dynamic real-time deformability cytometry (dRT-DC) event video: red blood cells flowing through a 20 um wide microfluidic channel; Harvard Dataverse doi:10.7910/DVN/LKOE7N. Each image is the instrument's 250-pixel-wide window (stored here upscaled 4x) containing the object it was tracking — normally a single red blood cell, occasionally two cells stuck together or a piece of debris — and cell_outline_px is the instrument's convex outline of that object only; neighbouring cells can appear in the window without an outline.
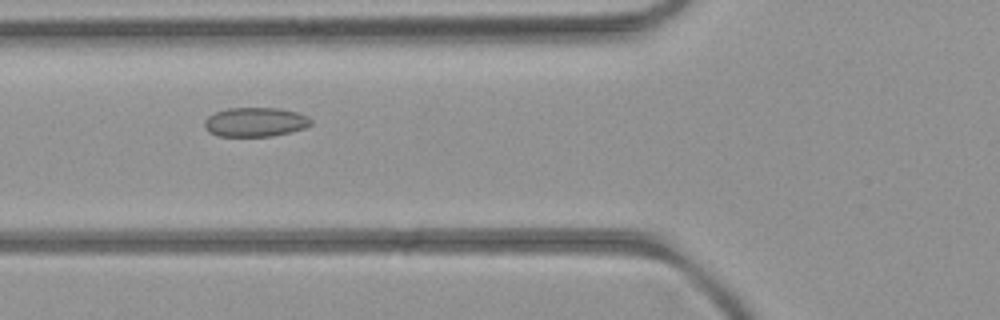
{"species": "common noctule bat (a hibernating species)", "species_latin": "Nyctalus noctula", "temperature_condition": "room temperature", "stored_images_in_passage": 43, "camera_frame_rate_fps": 3000, "um_per_image_px": 0.085, "animal": {"sex": "female", "body_mass_g": 21.9}, "frame": {"image": 1, "passage_image": 10, "time_ms": 3.0, "image_size_px": [1000, 320], "cell_outline_px": [[312, 124], [304, 128], [272, 136], [216, 136], [208, 132], [204, 128], [204, 120], [208, 116], [216, 112], [228, 108], [280, 108], [296, 112], [308, 116], [312, 120]], "centroid_in_image_um": [21.67, 10.37], "position_along_channel_um": 104.1, "area_um2": 18.21}}
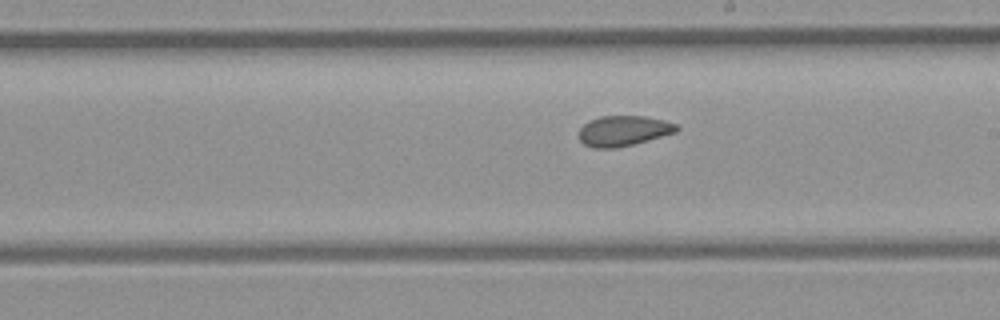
{"frame": {"image": 2, "passage_image": 20, "time_ms": 6.333, "image_size_px": [1000, 320], "cell_outline_px": [[680, 128], [676, 132], [648, 140], [616, 148], [592, 148], [584, 144], [580, 140], [580, 128], [588, 120], [600, 116], [644, 116], [664, 120], [676, 124]], "centroid_in_image_um": [52.98, 11.11], "position_along_channel_um": 236.0, "area_um2": 17.22}}
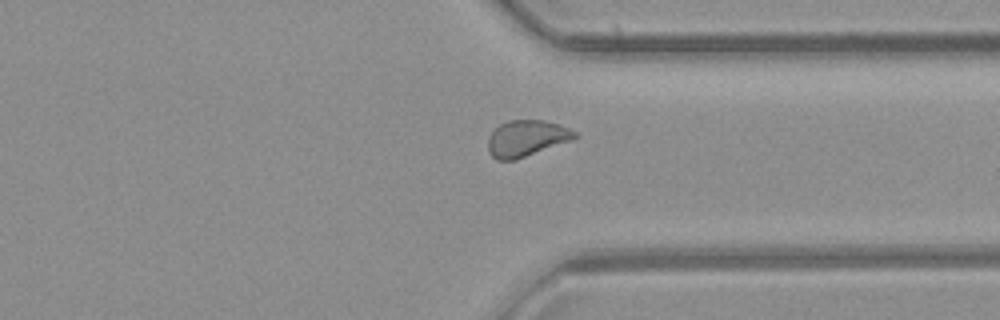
{"frame": {"image": 3, "passage_image": 30, "time_ms": 9.667, "image_size_px": [1000, 320], "cell_outline_px": [[576, 136], [572, 140], [516, 160], [496, 160], [488, 152], [488, 136], [500, 124], [508, 120], [544, 120], [560, 124], [576, 132]], "centroid_in_image_um": [44.73, 11.76], "position_along_channel_um": 366.7, "area_um2": 18.38}, "authors_computed_cell_mechanics": {"area_um2": 18.2648, "velocity_mm_per_s": 3.9479, "shape_relaxation_time_tau1_ms": null, "shape_relaxation_time_tau2_ms": 1.3369, "deformation_change_tau1": null, "deformation_change_tau2": 0.0608}}